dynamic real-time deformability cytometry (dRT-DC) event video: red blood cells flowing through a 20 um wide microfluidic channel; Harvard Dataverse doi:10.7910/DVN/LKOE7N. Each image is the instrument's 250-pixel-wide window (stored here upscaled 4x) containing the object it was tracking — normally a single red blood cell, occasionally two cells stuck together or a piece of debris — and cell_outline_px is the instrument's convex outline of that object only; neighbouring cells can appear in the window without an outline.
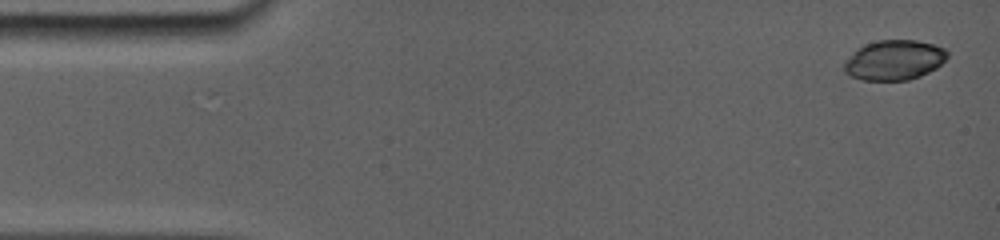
{"species": "common noctule bat (a hibernating species)", "species_latin": "Nyctalus noctula", "temperature_condition": "room temperature", "stored_images_in_passage": 29, "camera_frame_rate_fps": 5000, "um_per_image_px": 0.085, "animal": {"sex": "female", "body_mass_g": 19.0, "forearm_length_mm": 56.7}, "frame": {"image": 1, "passage_image": 1, "time_ms": 0.0, "image_size_px": [1000, 240], "cell_outline_px": [[948, 56], [936, 68], [920, 76], [908, 80], [860, 80], [848, 76], [844, 72], [844, 60], [856, 48], [864, 44], [880, 40], [916, 40], [932, 44], [944, 48], [948, 52]], "centroid_in_image_um": [75.95, 5.11], "position_along_channel_um": 9.0, "area_um2": 24.22}}
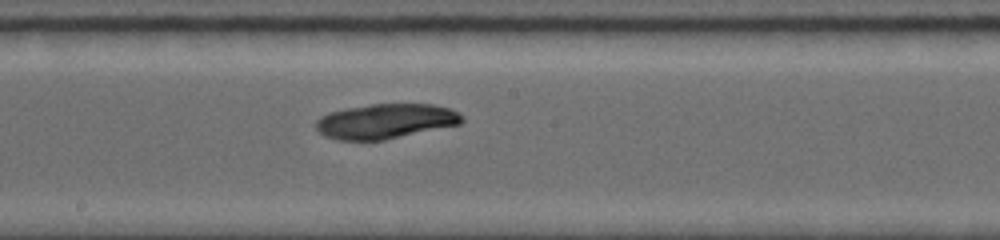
{"frame": {"image": 2, "passage_image": 16, "time_ms": 8.4, "image_size_px": [1000, 240], "cell_outline_px": [[464, 120], [460, 124], [384, 140], [340, 140], [324, 136], [316, 128], [316, 120], [320, 116], [328, 112], [344, 108], [372, 104], [432, 104], [448, 108], [464, 116]], "centroid_in_image_um": [32.75, 10.3], "position_along_channel_um": 215.5, "area_um2": 29.65}}
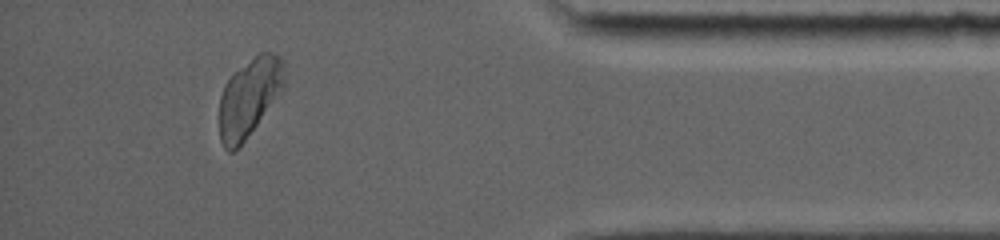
{"frame": {"image": 3, "passage_image": 28, "time_ms": 14.2, "image_size_px": [1000, 240], "cell_outline_px": [[284, 92], [240, 148], [232, 152], [228, 152], [224, 148], [220, 140], [220, 96], [224, 84], [232, 72], [260, 52], [272, 52], [280, 56], [284, 64]], "centroid_in_image_um": [21.21, 8.31], "position_along_channel_um": 414.0, "area_um2": 30.69}, "authors_computed_cell_mechanics": {"area_um2": 29.0734, "velocity_mm_per_s": 3.8514, "shape_relaxation_time_tau1_ms": 2.2352, "shape_relaxation_time_tau2_ms": null, "deformation_change_tau1": 0.0292, "deformation_change_tau2": null}}